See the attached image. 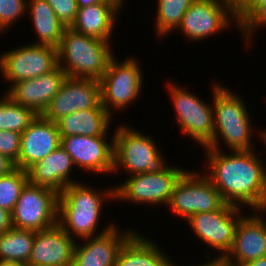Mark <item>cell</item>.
<instances>
[{"label": "cell", "instance_id": "1", "mask_svg": "<svg viewBox=\"0 0 266 266\" xmlns=\"http://www.w3.org/2000/svg\"><path fill=\"white\" fill-rule=\"evenodd\" d=\"M231 153L207 149L206 158L211 172L205 176L226 203L266 211V166L261 164L263 162L254 149Z\"/></svg>", "mask_w": 266, "mask_h": 266}, {"label": "cell", "instance_id": "2", "mask_svg": "<svg viewBox=\"0 0 266 266\" xmlns=\"http://www.w3.org/2000/svg\"><path fill=\"white\" fill-rule=\"evenodd\" d=\"M109 42L66 27L57 48L58 66L67 77L100 80L114 56Z\"/></svg>", "mask_w": 266, "mask_h": 266}, {"label": "cell", "instance_id": "3", "mask_svg": "<svg viewBox=\"0 0 266 266\" xmlns=\"http://www.w3.org/2000/svg\"><path fill=\"white\" fill-rule=\"evenodd\" d=\"M101 192L79 182L67 186L60 193L57 224L70 237L77 236L80 239L93 237L103 209V200L107 197L115 199V188L112 187L105 193Z\"/></svg>", "mask_w": 266, "mask_h": 266}, {"label": "cell", "instance_id": "4", "mask_svg": "<svg viewBox=\"0 0 266 266\" xmlns=\"http://www.w3.org/2000/svg\"><path fill=\"white\" fill-rule=\"evenodd\" d=\"M213 89L214 136L204 148L219 150V139L222 137L231 151L252 150V131L247 105L239 95L223 88L221 84H215Z\"/></svg>", "mask_w": 266, "mask_h": 266}, {"label": "cell", "instance_id": "5", "mask_svg": "<svg viewBox=\"0 0 266 266\" xmlns=\"http://www.w3.org/2000/svg\"><path fill=\"white\" fill-rule=\"evenodd\" d=\"M59 195L28 181L11 212L12 227L38 232L56 225Z\"/></svg>", "mask_w": 266, "mask_h": 266}, {"label": "cell", "instance_id": "6", "mask_svg": "<svg viewBox=\"0 0 266 266\" xmlns=\"http://www.w3.org/2000/svg\"><path fill=\"white\" fill-rule=\"evenodd\" d=\"M129 126L117 128L114 135L113 171L125 168L131 175L159 169L165 164L151 136L143 135ZM122 165V166H121ZM119 167V168H117Z\"/></svg>", "mask_w": 266, "mask_h": 266}, {"label": "cell", "instance_id": "7", "mask_svg": "<svg viewBox=\"0 0 266 266\" xmlns=\"http://www.w3.org/2000/svg\"><path fill=\"white\" fill-rule=\"evenodd\" d=\"M185 172L164 164L157 170L132 175L115 188V198L138 204L164 203L168 206L174 187Z\"/></svg>", "mask_w": 266, "mask_h": 266}, {"label": "cell", "instance_id": "8", "mask_svg": "<svg viewBox=\"0 0 266 266\" xmlns=\"http://www.w3.org/2000/svg\"><path fill=\"white\" fill-rule=\"evenodd\" d=\"M114 56L100 81L101 105L112 115L114 110L125 108L141 93L142 70L138 61L128 58L120 64ZM111 105V106H110ZM117 108V109H116Z\"/></svg>", "mask_w": 266, "mask_h": 266}, {"label": "cell", "instance_id": "9", "mask_svg": "<svg viewBox=\"0 0 266 266\" xmlns=\"http://www.w3.org/2000/svg\"><path fill=\"white\" fill-rule=\"evenodd\" d=\"M226 202L205 176L186 171L176 183L168 206L186 220L197 213L220 209Z\"/></svg>", "mask_w": 266, "mask_h": 266}, {"label": "cell", "instance_id": "10", "mask_svg": "<svg viewBox=\"0 0 266 266\" xmlns=\"http://www.w3.org/2000/svg\"><path fill=\"white\" fill-rule=\"evenodd\" d=\"M167 86L181 131L205 147L214 136L213 106L177 85L169 83Z\"/></svg>", "mask_w": 266, "mask_h": 266}, {"label": "cell", "instance_id": "11", "mask_svg": "<svg viewBox=\"0 0 266 266\" xmlns=\"http://www.w3.org/2000/svg\"><path fill=\"white\" fill-rule=\"evenodd\" d=\"M57 66V49L46 45L31 44L0 56L2 76L12 84L47 74Z\"/></svg>", "mask_w": 266, "mask_h": 266}, {"label": "cell", "instance_id": "12", "mask_svg": "<svg viewBox=\"0 0 266 266\" xmlns=\"http://www.w3.org/2000/svg\"><path fill=\"white\" fill-rule=\"evenodd\" d=\"M229 17L236 21L235 0H194L177 29L192 41L201 40L229 26Z\"/></svg>", "mask_w": 266, "mask_h": 266}, {"label": "cell", "instance_id": "13", "mask_svg": "<svg viewBox=\"0 0 266 266\" xmlns=\"http://www.w3.org/2000/svg\"><path fill=\"white\" fill-rule=\"evenodd\" d=\"M240 209L242 208L225 203L218 210L194 214L187 221L204 243L222 251L220 257H224L233 244L235 230L243 217H240Z\"/></svg>", "mask_w": 266, "mask_h": 266}, {"label": "cell", "instance_id": "14", "mask_svg": "<svg viewBox=\"0 0 266 266\" xmlns=\"http://www.w3.org/2000/svg\"><path fill=\"white\" fill-rule=\"evenodd\" d=\"M100 102L99 80L67 77L42 116L56 123L78 110L94 109Z\"/></svg>", "mask_w": 266, "mask_h": 266}, {"label": "cell", "instance_id": "15", "mask_svg": "<svg viewBox=\"0 0 266 266\" xmlns=\"http://www.w3.org/2000/svg\"><path fill=\"white\" fill-rule=\"evenodd\" d=\"M61 146L71 156L75 166L98 173H111L114 167V137L75 135L61 137Z\"/></svg>", "mask_w": 266, "mask_h": 266}, {"label": "cell", "instance_id": "16", "mask_svg": "<svg viewBox=\"0 0 266 266\" xmlns=\"http://www.w3.org/2000/svg\"><path fill=\"white\" fill-rule=\"evenodd\" d=\"M66 78V73L57 66L47 74L12 84L5 95L15 103L32 109L37 115H42Z\"/></svg>", "mask_w": 266, "mask_h": 266}, {"label": "cell", "instance_id": "17", "mask_svg": "<svg viewBox=\"0 0 266 266\" xmlns=\"http://www.w3.org/2000/svg\"><path fill=\"white\" fill-rule=\"evenodd\" d=\"M60 145L61 137L57 124L42 115H37L29 127L21 133L20 153L14 165L27 171Z\"/></svg>", "mask_w": 266, "mask_h": 266}, {"label": "cell", "instance_id": "18", "mask_svg": "<svg viewBox=\"0 0 266 266\" xmlns=\"http://www.w3.org/2000/svg\"><path fill=\"white\" fill-rule=\"evenodd\" d=\"M127 231L119 233L110 223L96 237L83 238L85 243L82 246L75 244L72 266H115L118 252L134 233L133 230Z\"/></svg>", "mask_w": 266, "mask_h": 266}, {"label": "cell", "instance_id": "19", "mask_svg": "<svg viewBox=\"0 0 266 266\" xmlns=\"http://www.w3.org/2000/svg\"><path fill=\"white\" fill-rule=\"evenodd\" d=\"M255 212L256 215H243L239 220L233 244L224 256L234 266L266 256V222L261 213L266 211ZM257 212L261 214L257 215Z\"/></svg>", "mask_w": 266, "mask_h": 266}, {"label": "cell", "instance_id": "20", "mask_svg": "<svg viewBox=\"0 0 266 266\" xmlns=\"http://www.w3.org/2000/svg\"><path fill=\"white\" fill-rule=\"evenodd\" d=\"M74 239L58 224L35 232L27 266H72Z\"/></svg>", "mask_w": 266, "mask_h": 266}, {"label": "cell", "instance_id": "21", "mask_svg": "<svg viewBox=\"0 0 266 266\" xmlns=\"http://www.w3.org/2000/svg\"><path fill=\"white\" fill-rule=\"evenodd\" d=\"M72 165L74 166L71 156L60 145L27 170L28 181L60 194L67 186L78 183L69 178Z\"/></svg>", "mask_w": 266, "mask_h": 266}, {"label": "cell", "instance_id": "22", "mask_svg": "<svg viewBox=\"0 0 266 266\" xmlns=\"http://www.w3.org/2000/svg\"><path fill=\"white\" fill-rule=\"evenodd\" d=\"M121 7L122 4L116 0H102L95 5L78 8L71 28L86 36L109 41Z\"/></svg>", "mask_w": 266, "mask_h": 266}, {"label": "cell", "instance_id": "23", "mask_svg": "<svg viewBox=\"0 0 266 266\" xmlns=\"http://www.w3.org/2000/svg\"><path fill=\"white\" fill-rule=\"evenodd\" d=\"M112 116L104 109L101 102L94 108L78 110L56 122L60 137L75 135L106 136Z\"/></svg>", "mask_w": 266, "mask_h": 266}, {"label": "cell", "instance_id": "24", "mask_svg": "<svg viewBox=\"0 0 266 266\" xmlns=\"http://www.w3.org/2000/svg\"><path fill=\"white\" fill-rule=\"evenodd\" d=\"M167 258L152 240L134 232L118 252L115 266H168Z\"/></svg>", "mask_w": 266, "mask_h": 266}, {"label": "cell", "instance_id": "25", "mask_svg": "<svg viewBox=\"0 0 266 266\" xmlns=\"http://www.w3.org/2000/svg\"><path fill=\"white\" fill-rule=\"evenodd\" d=\"M27 2L33 25L38 33L39 42L34 44L58 48L66 26L57 18L55 11L46 0H31Z\"/></svg>", "mask_w": 266, "mask_h": 266}, {"label": "cell", "instance_id": "26", "mask_svg": "<svg viewBox=\"0 0 266 266\" xmlns=\"http://www.w3.org/2000/svg\"><path fill=\"white\" fill-rule=\"evenodd\" d=\"M35 232L11 228L0 234V261L26 264L30 257Z\"/></svg>", "mask_w": 266, "mask_h": 266}, {"label": "cell", "instance_id": "27", "mask_svg": "<svg viewBox=\"0 0 266 266\" xmlns=\"http://www.w3.org/2000/svg\"><path fill=\"white\" fill-rule=\"evenodd\" d=\"M36 117L32 109L15 103L7 95L0 100V130L22 133Z\"/></svg>", "mask_w": 266, "mask_h": 266}, {"label": "cell", "instance_id": "28", "mask_svg": "<svg viewBox=\"0 0 266 266\" xmlns=\"http://www.w3.org/2000/svg\"><path fill=\"white\" fill-rule=\"evenodd\" d=\"M193 1L158 0L157 19L155 23L158 36H166L172 29H176Z\"/></svg>", "mask_w": 266, "mask_h": 266}, {"label": "cell", "instance_id": "29", "mask_svg": "<svg viewBox=\"0 0 266 266\" xmlns=\"http://www.w3.org/2000/svg\"><path fill=\"white\" fill-rule=\"evenodd\" d=\"M27 182V171L17 167L0 177V207L12 212Z\"/></svg>", "mask_w": 266, "mask_h": 266}, {"label": "cell", "instance_id": "30", "mask_svg": "<svg viewBox=\"0 0 266 266\" xmlns=\"http://www.w3.org/2000/svg\"><path fill=\"white\" fill-rule=\"evenodd\" d=\"M26 0H0V30L9 28L27 12Z\"/></svg>", "mask_w": 266, "mask_h": 266}, {"label": "cell", "instance_id": "31", "mask_svg": "<svg viewBox=\"0 0 266 266\" xmlns=\"http://www.w3.org/2000/svg\"><path fill=\"white\" fill-rule=\"evenodd\" d=\"M21 145V133L0 130V153L14 164L18 161Z\"/></svg>", "mask_w": 266, "mask_h": 266}, {"label": "cell", "instance_id": "32", "mask_svg": "<svg viewBox=\"0 0 266 266\" xmlns=\"http://www.w3.org/2000/svg\"><path fill=\"white\" fill-rule=\"evenodd\" d=\"M55 11L57 18L66 27H71L78 12L77 0H46Z\"/></svg>", "mask_w": 266, "mask_h": 266}, {"label": "cell", "instance_id": "33", "mask_svg": "<svg viewBox=\"0 0 266 266\" xmlns=\"http://www.w3.org/2000/svg\"><path fill=\"white\" fill-rule=\"evenodd\" d=\"M266 26V4L261 5L239 28L242 34L245 35V42L247 40V44L252 41V32L259 28V26Z\"/></svg>", "mask_w": 266, "mask_h": 266}, {"label": "cell", "instance_id": "34", "mask_svg": "<svg viewBox=\"0 0 266 266\" xmlns=\"http://www.w3.org/2000/svg\"><path fill=\"white\" fill-rule=\"evenodd\" d=\"M266 0H235L236 22L239 27L261 6Z\"/></svg>", "mask_w": 266, "mask_h": 266}, {"label": "cell", "instance_id": "35", "mask_svg": "<svg viewBox=\"0 0 266 266\" xmlns=\"http://www.w3.org/2000/svg\"><path fill=\"white\" fill-rule=\"evenodd\" d=\"M12 228L11 212L0 207V234Z\"/></svg>", "mask_w": 266, "mask_h": 266}, {"label": "cell", "instance_id": "36", "mask_svg": "<svg viewBox=\"0 0 266 266\" xmlns=\"http://www.w3.org/2000/svg\"><path fill=\"white\" fill-rule=\"evenodd\" d=\"M15 168L14 163L0 153V177L8 174Z\"/></svg>", "mask_w": 266, "mask_h": 266}, {"label": "cell", "instance_id": "37", "mask_svg": "<svg viewBox=\"0 0 266 266\" xmlns=\"http://www.w3.org/2000/svg\"><path fill=\"white\" fill-rule=\"evenodd\" d=\"M212 261L209 260L207 263L202 264L200 266H234L231 262L226 260L224 257H220L219 255L215 257ZM199 266V265H198Z\"/></svg>", "mask_w": 266, "mask_h": 266}, {"label": "cell", "instance_id": "38", "mask_svg": "<svg viewBox=\"0 0 266 266\" xmlns=\"http://www.w3.org/2000/svg\"><path fill=\"white\" fill-rule=\"evenodd\" d=\"M242 266H266V256L247 262L246 264Z\"/></svg>", "mask_w": 266, "mask_h": 266}, {"label": "cell", "instance_id": "39", "mask_svg": "<svg viewBox=\"0 0 266 266\" xmlns=\"http://www.w3.org/2000/svg\"><path fill=\"white\" fill-rule=\"evenodd\" d=\"M102 0H77L78 8H83L100 3Z\"/></svg>", "mask_w": 266, "mask_h": 266}, {"label": "cell", "instance_id": "40", "mask_svg": "<svg viewBox=\"0 0 266 266\" xmlns=\"http://www.w3.org/2000/svg\"><path fill=\"white\" fill-rule=\"evenodd\" d=\"M0 266H27V264L20 262L0 261Z\"/></svg>", "mask_w": 266, "mask_h": 266}, {"label": "cell", "instance_id": "41", "mask_svg": "<svg viewBox=\"0 0 266 266\" xmlns=\"http://www.w3.org/2000/svg\"><path fill=\"white\" fill-rule=\"evenodd\" d=\"M259 137L262 138V141H263V143H265V146H266V129H265V131L263 130V132L260 133Z\"/></svg>", "mask_w": 266, "mask_h": 266}, {"label": "cell", "instance_id": "42", "mask_svg": "<svg viewBox=\"0 0 266 266\" xmlns=\"http://www.w3.org/2000/svg\"><path fill=\"white\" fill-rule=\"evenodd\" d=\"M117 2H119V3H121V4H123L122 2L124 1V0H116Z\"/></svg>", "mask_w": 266, "mask_h": 266}]
</instances>
